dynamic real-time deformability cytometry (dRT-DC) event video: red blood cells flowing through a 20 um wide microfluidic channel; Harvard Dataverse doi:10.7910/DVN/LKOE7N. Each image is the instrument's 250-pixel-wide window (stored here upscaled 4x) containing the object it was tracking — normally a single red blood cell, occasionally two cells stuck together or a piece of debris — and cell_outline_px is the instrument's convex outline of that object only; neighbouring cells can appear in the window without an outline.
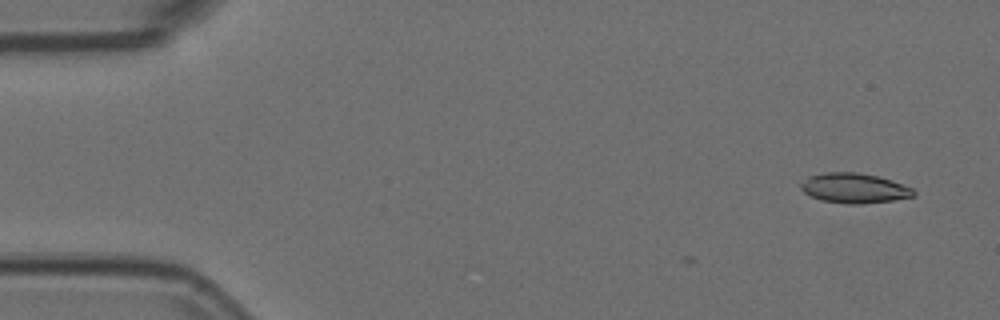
{"species": "Egyptian fruit bat (a non-hibernating species)", "species_latin": "Rousettus aegyptiacus", "temperature_condition": "room temperature", "stored_images_in_passage": 6, "camera_frame_rate_fps": 3000, "um_per_image_px": 0.085, "animal": {"sex": "female"}, "frame": {"image": 1, "passage_image": 1, "time_ms": 0.0, "image_size_px": [1000, 320], "cell_outline_px": [[916, 196], [892, 200], [864, 204], [848, 204], [820, 200], [804, 192], [800, 188], [800, 184], [808, 176], [824, 172], [856, 172], [876, 176], [892, 180], [912, 188], [916, 192]], "centroid_in_image_um": [72.61, 15.99], "position_along_channel_um": 12.4, "area_um2": 19.71}}
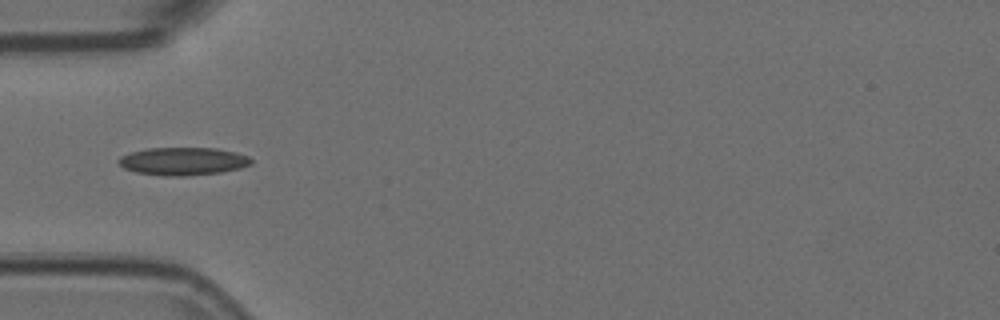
{"frame": {"image": 2, "passage_image": 5, "time_ms": 1.333, "image_size_px": [1000, 320], "cell_outline_px": [[252, 164], [240, 168], [220, 172], [184, 176], [164, 176], [136, 172], [124, 168], [116, 160], [120, 156], [132, 152], [148, 148], [216, 148], [236, 152], [248, 156], [252, 160]], "centroid_in_image_um": [15.56, 13.7], "position_along_channel_um": 69.4, "area_um2": 21.5}}